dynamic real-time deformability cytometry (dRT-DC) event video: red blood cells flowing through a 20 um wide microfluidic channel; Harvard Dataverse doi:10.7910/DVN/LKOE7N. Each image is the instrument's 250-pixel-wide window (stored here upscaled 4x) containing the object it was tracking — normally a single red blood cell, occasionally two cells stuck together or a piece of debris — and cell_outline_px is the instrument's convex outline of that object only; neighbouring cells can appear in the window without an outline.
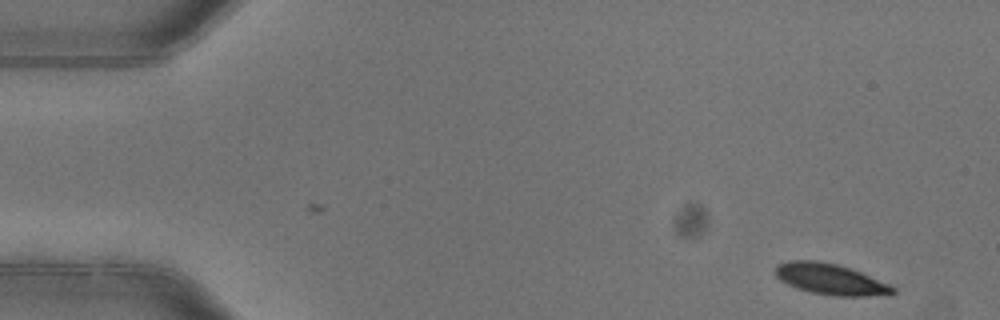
{"species": "common noctule bat (a hibernating species)", "species_latin": "Nyctalus noctula", "temperature_condition": "warm", "stored_images_in_passage": 5, "camera_frame_rate_fps": 3000, "um_per_image_px": 0.085, "animal": {"sex": "female"}, "frame": {"image": 1, "passage_image": 1, "time_ms": 0.0, "image_size_px": [1000, 320], "cell_outline_px": [[896, 292], [888, 296], [832, 296], [812, 292], [796, 288], [780, 280], [776, 276], [776, 264], [788, 260], [816, 260], [836, 264], [860, 272], [888, 284], [896, 288]], "centroid_in_image_um": [70.59, 23.74], "position_along_channel_um": 14.4, "area_um2": 21.21}}
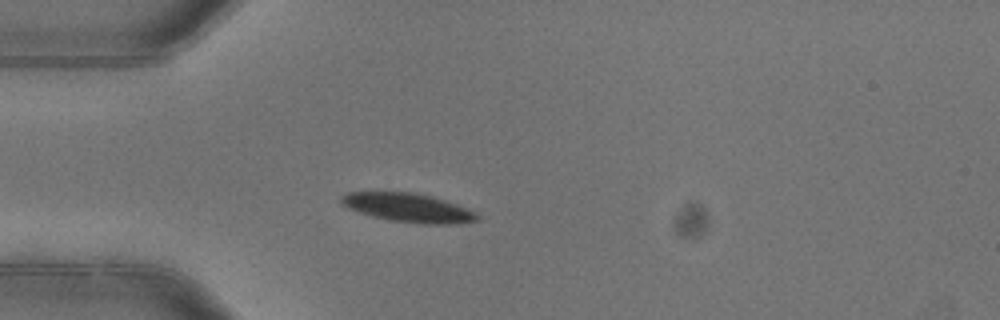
{"frame": {"image": 2, "passage_image": 4, "time_ms": 1.0, "image_size_px": [1000, 320], "cell_outline_px": [[480, 220], [460, 224], [424, 224], [388, 220], [372, 216], [348, 208], [340, 200], [340, 196], [348, 192], [412, 192], [432, 196], [456, 204], [476, 212], [480, 216]], "centroid_in_image_um": [34.74, 17.66], "position_along_channel_um": 50.3, "area_um2": 22.89}}